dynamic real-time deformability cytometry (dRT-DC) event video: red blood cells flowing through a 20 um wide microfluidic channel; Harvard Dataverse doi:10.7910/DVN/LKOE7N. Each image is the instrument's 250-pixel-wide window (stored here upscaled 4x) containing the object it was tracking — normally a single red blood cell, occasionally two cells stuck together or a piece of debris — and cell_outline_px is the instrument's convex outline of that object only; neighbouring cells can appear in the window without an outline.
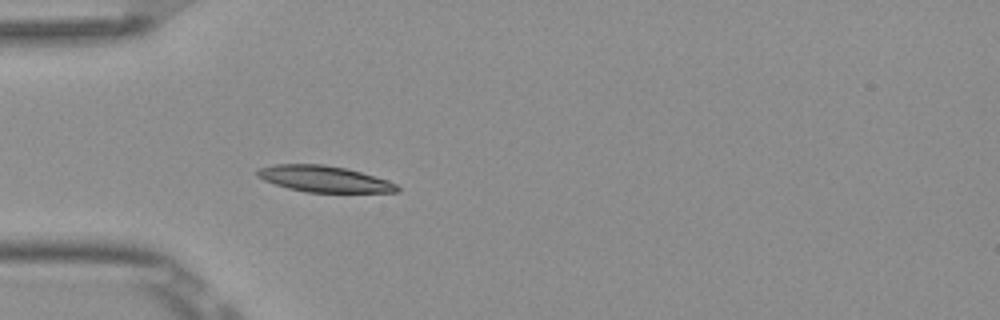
{"species": "Egyptian fruit bat (a non-hibernating species)", "species_latin": "Rousettus aegyptiacus", "temperature_condition": "room temperature", "stored_images_in_passage": 3, "camera_frame_rate_fps": 3000, "um_per_image_px": 0.085, "frame": {"image": 1, "passage_image": 3, "time_ms": 0.667, "image_size_px": [1000, 320], "cell_outline_px": [[400, 192], [304, 192], [288, 188], [264, 180], [256, 176], [256, 172], [260, 168], [276, 164], [324, 164], [344, 168], [360, 172], [388, 180], [396, 184], [400, 188]], "centroid_in_image_um": [27.55, 15.21], "position_along_channel_um": 57.4, "area_um2": 21.21}}